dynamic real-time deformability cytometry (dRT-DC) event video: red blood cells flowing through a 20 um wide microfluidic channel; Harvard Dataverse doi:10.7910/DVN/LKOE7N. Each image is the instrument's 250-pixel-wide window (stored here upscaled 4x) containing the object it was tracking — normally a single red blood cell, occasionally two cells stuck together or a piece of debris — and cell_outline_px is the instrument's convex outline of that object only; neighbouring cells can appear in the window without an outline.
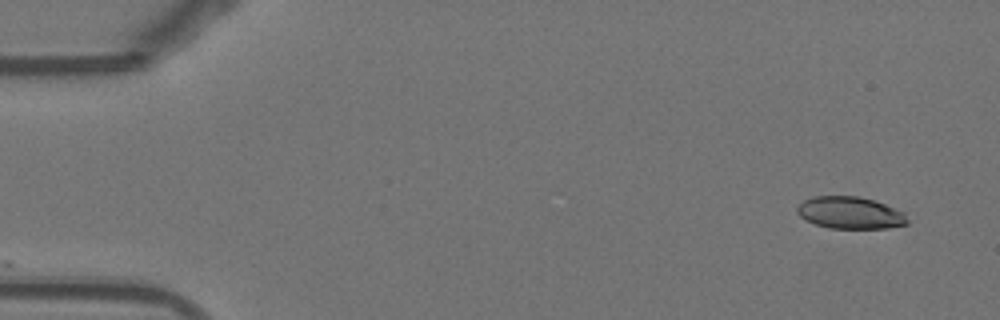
{"species": "Egyptian fruit bat (a non-hibernating species)", "species_latin": "Rousettus aegyptiacus", "temperature_condition": "warm", "stored_images_in_passage": 30, "camera_frame_rate_fps": 3000, "um_per_image_px": 0.085, "animal": {"sex": "female"}, "frame": {"image": 1, "passage_image": 1, "time_ms": 0.0, "image_size_px": [1000, 320], "cell_outline_px": [[908, 224], [888, 228], [828, 228], [816, 224], [800, 216], [796, 212], [796, 208], [804, 200], [812, 196], [856, 196], [872, 200], [884, 204], [904, 212], [908, 220]], "centroid_in_image_um": [72.26, 18.09], "position_along_channel_um": 12.7, "area_um2": 20.46}}
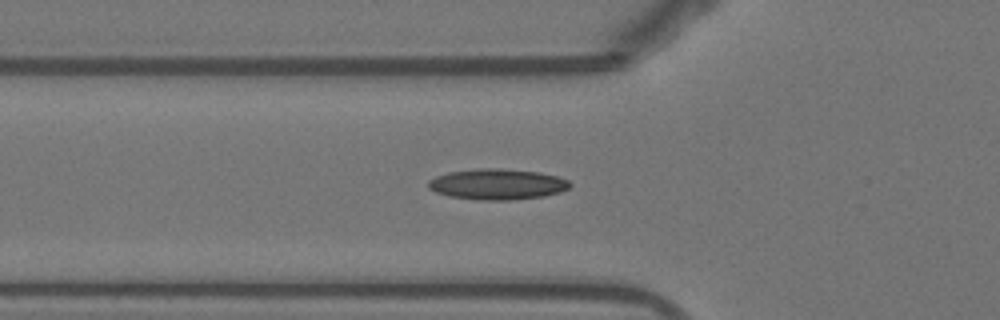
{"frame": {"image": 2, "passage_image": 16, "time_ms": 5.0, "image_size_px": [1000, 320], "cell_outline_px": [[572, 184], [568, 188], [560, 192], [544, 196], [512, 200], [480, 200], [452, 196], [436, 192], [428, 188], [428, 180], [436, 176], [448, 172], [480, 168], [500, 168], [540, 172], [556, 176], [568, 180]], "centroid_in_image_um": [42.28, 15.65], "position_along_channel_um": 83.5, "area_um2": 25.37}}
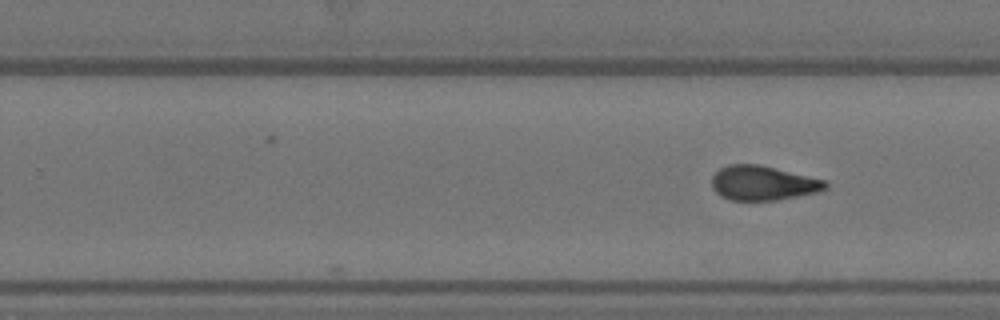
{"frame": {"image": 3, "passage_image": 30, "time_ms": 9.667, "image_size_px": [1000, 320], "cell_outline_px": [[828, 188], [816, 192], [776, 200], [732, 200], [720, 196], [712, 188], [712, 176], [720, 168], [728, 164], [760, 164], [824, 180], [828, 184]], "centroid_in_image_um": [64.82, 15.55], "position_along_channel_um": 265.0, "area_um2": 22.72}}